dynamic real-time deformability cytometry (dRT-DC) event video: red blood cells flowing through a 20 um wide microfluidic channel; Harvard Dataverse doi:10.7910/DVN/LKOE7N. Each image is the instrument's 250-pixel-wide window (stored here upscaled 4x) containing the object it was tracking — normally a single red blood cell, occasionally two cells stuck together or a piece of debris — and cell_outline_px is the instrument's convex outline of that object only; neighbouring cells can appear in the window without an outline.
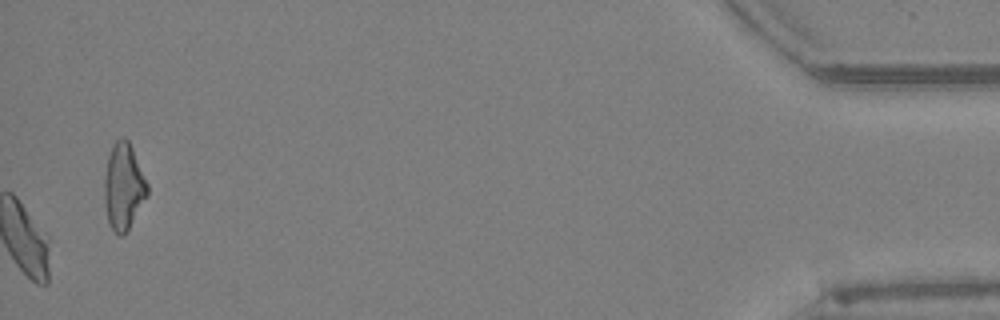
{"species": "Egyptian fruit bat (a non-hibernating species)", "species_latin": "Rousettus aegyptiacus", "temperature_condition": "warm", "stored_images_in_passage": 56, "camera_frame_rate_fps": 3000, "um_per_image_px": 0.085, "animal": {"sex": "female"}, "frame": {"image": 1, "passage_image": 56, "time_ms": 18.333, "image_size_px": [1000, 320], "cell_outline_px": [[148, 196], [124, 236], [120, 236], [112, 228], [108, 220], [104, 200], [104, 176], [108, 156], [112, 144], [120, 136], [124, 136], [128, 140], [132, 148], [148, 184]], "centroid_in_image_um": [10.5, 15.83], "position_along_channel_um": 424.7, "area_um2": 21.73}}